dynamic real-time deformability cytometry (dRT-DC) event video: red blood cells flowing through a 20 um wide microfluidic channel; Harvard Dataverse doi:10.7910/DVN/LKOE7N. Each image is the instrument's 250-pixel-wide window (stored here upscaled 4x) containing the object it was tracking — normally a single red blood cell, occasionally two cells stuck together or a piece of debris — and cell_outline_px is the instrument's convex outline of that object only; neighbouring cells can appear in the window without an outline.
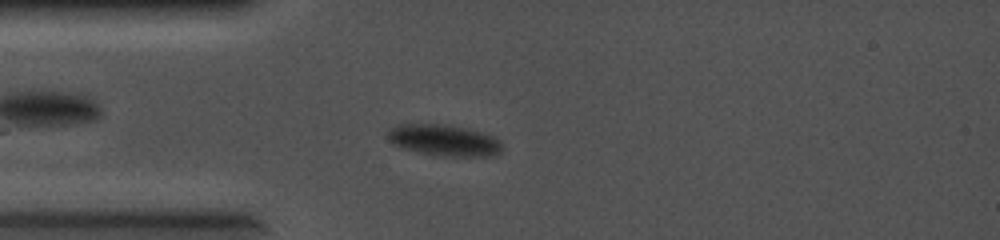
{"species": "common noctule bat (a hibernating species)", "species_latin": "Nyctalus noctula", "temperature_condition": "cold", "stored_images_in_passage": 28, "camera_frame_rate_fps": 5000, "um_per_image_px": 0.085, "animal": {"sex": "female", "body_mass_g": 19.0, "forearm_length_mm": 56.7}, "frame": {"image": 1, "passage_image": 10, "time_ms": 1.8, "image_size_px": [1000, 240], "cell_outline_px": [[504, 148], [496, 156], [436, 156], [400, 148], [392, 144], [388, 140], [388, 128], [396, 124], [444, 124], [468, 128], [496, 136], [500, 140]], "centroid_in_image_um": [37.75, 11.92], "position_along_channel_um": 47.2, "area_um2": 21.5}}
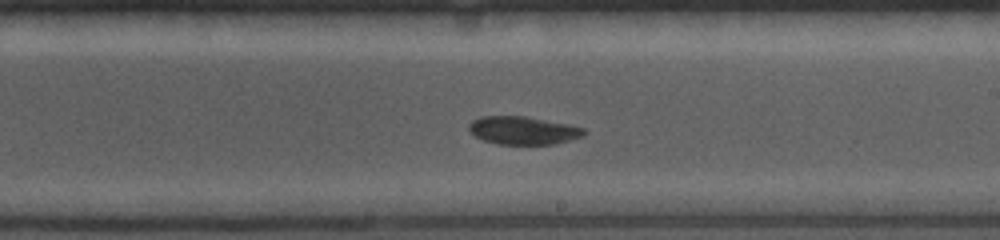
{"frame": {"image": 2, "passage_image": 22, "time_ms": 4.2, "image_size_px": [1000, 240], "cell_outline_px": [[588, 132], [584, 136], [556, 144], [496, 144], [484, 140], [476, 136], [468, 128], [468, 124], [472, 120], [480, 116], [524, 116], [568, 124], [584, 128]], "centroid_in_image_um": [44.49, 11.09], "position_along_channel_um": 244.5, "area_um2": 18.84}}
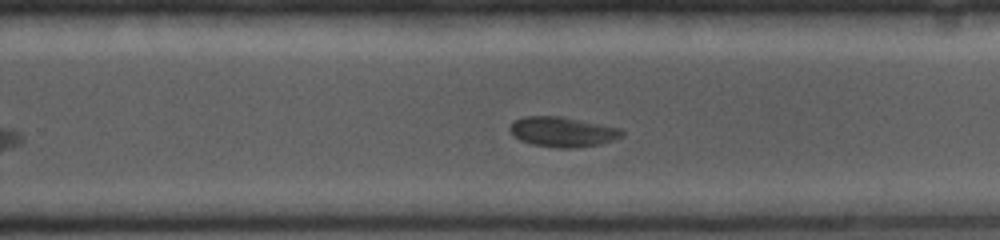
{"frame": {"image": 3, "passage_image": 26, "time_ms": 5.0, "image_size_px": [1000, 240], "cell_outline_px": [[624, 136], [600, 144], [576, 148], [556, 148], [532, 144], [520, 140], [508, 128], [516, 120], [524, 116], [560, 116], [620, 128], [624, 132]], "centroid_in_image_um": [47.84, 11.21], "position_along_channel_um": 282.0, "area_um2": 19.42}}